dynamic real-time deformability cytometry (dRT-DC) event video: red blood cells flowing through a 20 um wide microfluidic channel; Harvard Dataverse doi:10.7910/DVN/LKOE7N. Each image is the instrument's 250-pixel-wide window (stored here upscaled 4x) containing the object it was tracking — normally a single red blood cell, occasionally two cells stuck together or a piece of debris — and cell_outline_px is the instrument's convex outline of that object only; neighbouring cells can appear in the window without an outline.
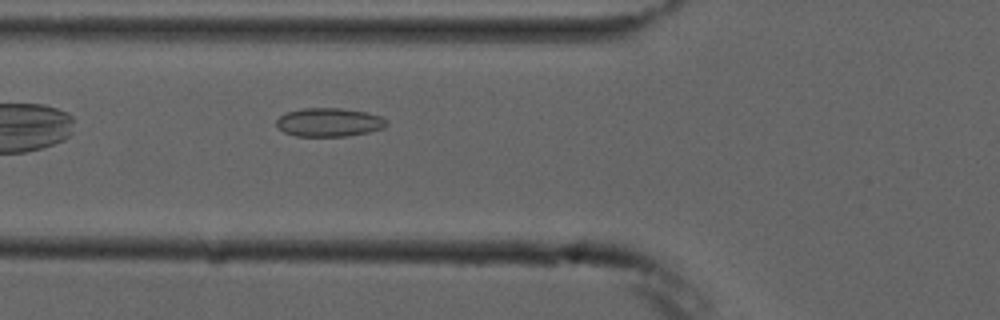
{"species": "common noctule bat (a hibernating species)", "species_latin": "Nyctalus noctula", "temperature_condition": "cold", "stored_images_in_passage": 5, "camera_frame_rate_fps": 3000, "um_per_image_px": 0.085, "animal": {"sex": "male", "forearm_length_mm": 52.5}, "frame": {"image": 1, "passage_image": 5, "time_ms": 6.0, "image_size_px": [1000, 320], "cell_outline_px": [[388, 124], [384, 128], [368, 132], [348, 136], [296, 136], [284, 132], [276, 128], [276, 120], [280, 116], [288, 112], [304, 108], [340, 108], [368, 112], [380, 116], [388, 120]], "centroid_in_image_um": [27.98, 10.4], "position_along_channel_um": 97.8, "area_um2": 18.5}}